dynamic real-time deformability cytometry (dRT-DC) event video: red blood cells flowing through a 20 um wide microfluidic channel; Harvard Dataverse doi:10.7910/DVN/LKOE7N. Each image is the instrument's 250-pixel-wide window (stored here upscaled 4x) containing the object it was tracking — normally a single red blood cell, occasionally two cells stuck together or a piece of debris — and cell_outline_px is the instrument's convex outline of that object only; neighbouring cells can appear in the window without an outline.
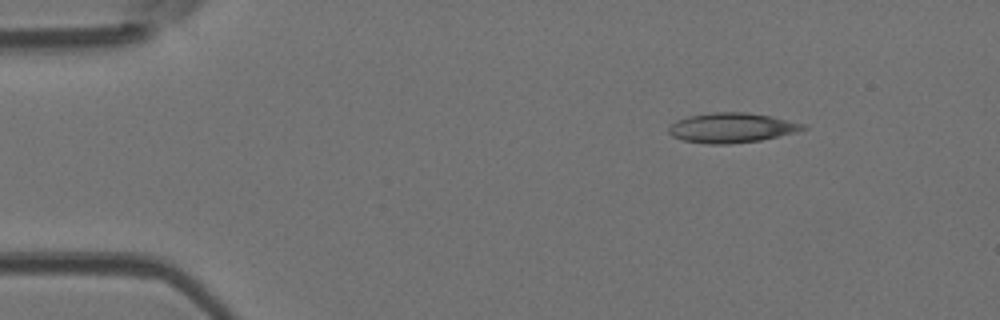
{"species": "Egyptian fruit bat (a non-hibernating species)", "species_latin": "Rousettus aegyptiacus", "temperature_condition": "room temperature", "stored_images_in_passage": 44, "camera_frame_rate_fps": 3000, "um_per_image_px": 0.085, "animal": {"sex": "female"}, "frame": {"image": 1, "passage_image": 1, "time_ms": 0.0, "image_size_px": [1000, 320], "cell_outline_px": [[808, 128], [796, 132], [760, 140], [728, 144], [708, 144], [684, 140], [672, 136], [668, 132], [668, 128], [676, 120], [688, 116], [716, 112], [744, 112], [772, 116], [808, 124]], "centroid_in_image_um": [62.23, 10.85], "position_along_channel_um": 22.8, "area_um2": 23.35}}
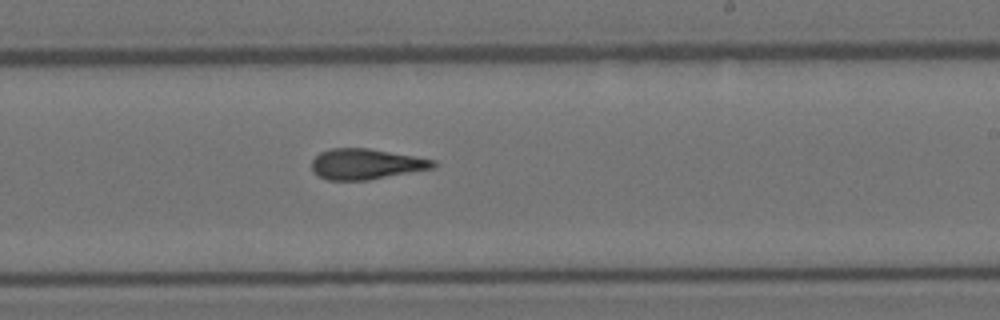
{"frame": {"image": 2, "passage_image": 24, "time_ms": 7.667, "image_size_px": [1000, 320], "cell_outline_px": [[436, 168], [368, 180], [328, 180], [312, 172], [312, 160], [320, 152], [332, 148], [368, 148], [436, 160]], "centroid_in_image_um": [31.12, 13.95], "position_along_channel_um": 257.9, "area_um2": 21.68}}
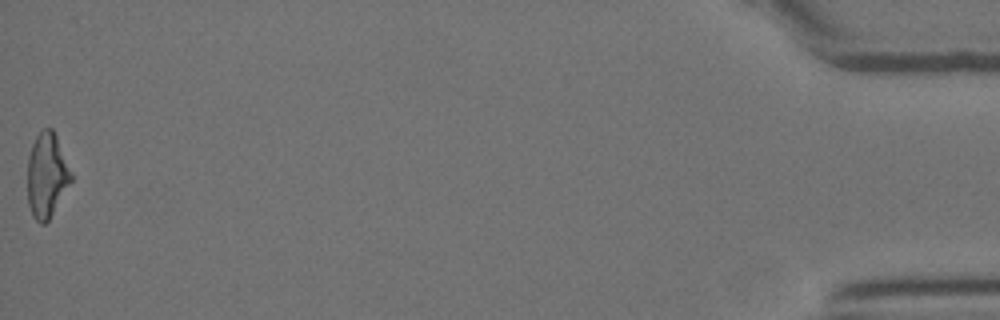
{"frame": {"image": 3, "passage_image": 44, "time_ms": 14.333, "image_size_px": [1000, 320], "cell_outline_px": [[72, 180], [48, 220], [44, 224], [40, 224], [32, 216], [28, 204], [28, 156], [32, 144], [36, 136], [44, 128], [52, 128], [56, 136], [72, 172]], "centroid_in_image_um": [3.97, 14.9], "position_along_channel_um": 431.2, "area_um2": 21.33}, "authors_computed_cell_mechanics": {"area_um2": 22.0507, "velocity_mm_per_s": 4.0683, "shape_relaxation_time_tau1_ms": 9.2721, "shape_relaxation_time_tau2_ms": 3.6644, "deformation_change_tau1": 0.2402, "deformation_change_tau2": 0.14}}